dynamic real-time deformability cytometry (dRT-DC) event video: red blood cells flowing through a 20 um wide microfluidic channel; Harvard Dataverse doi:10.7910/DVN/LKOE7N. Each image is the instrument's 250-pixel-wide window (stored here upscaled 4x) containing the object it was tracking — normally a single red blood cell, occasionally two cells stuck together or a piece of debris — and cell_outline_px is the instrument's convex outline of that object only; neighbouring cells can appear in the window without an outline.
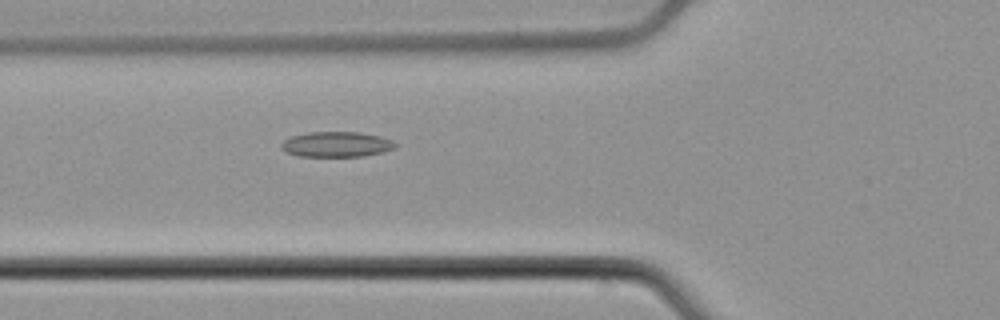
{"species": "common noctule bat (a hibernating species)", "species_latin": "Nyctalus noctula", "temperature_condition": "cold", "stored_images_in_passage": 54, "camera_frame_rate_fps": 3000, "um_per_image_px": 0.085, "animal": {"sex": "male", "body_mass_g": 21.5, "forearm_length_mm": 52.0}, "frame": {"image": 1, "passage_image": 20, "time_ms": 6.333, "image_size_px": [1000, 320], "cell_outline_px": [[396, 148], [384, 152], [364, 156], [296, 156], [284, 152], [280, 148], [280, 144], [284, 140], [292, 136], [308, 132], [360, 132], [380, 136], [392, 140], [396, 144]], "centroid_in_image_um": [28.59, 12.27], "position_along_channel_um": 97.2, "area_um2": 16.99}}
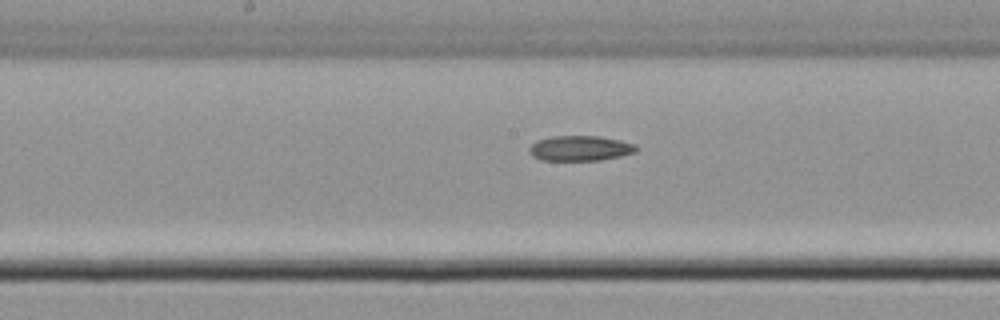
{"frame": {"image": 2, "passage_image": 28, "time_ms": 9.0, "image_size_px": [1000, 320], "cell_outline_px": [[640, 148], [636, 152], [620, 156], [600, 160], [540, 160], [532, 156], [528, 152], [528, 148], [536, 140], [552, 136], [596, 136], [620, 140], [636, 144]], "centroid_in_image_um": [49.3, 12.6], "position_along_channel_um": 198.9, "area_um2": 15.84}}
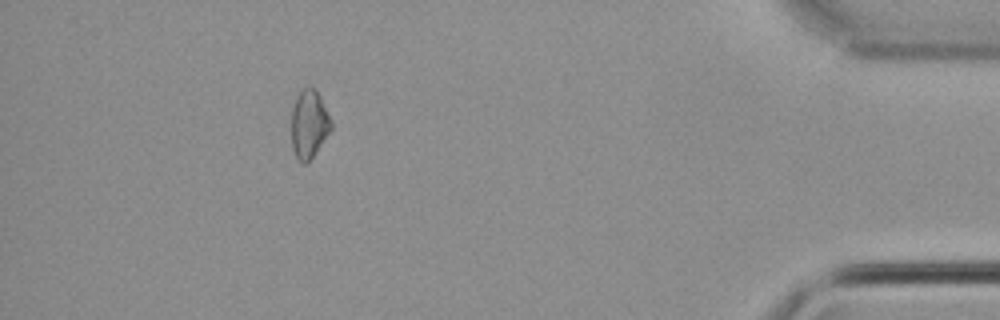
{"frame": {"image": 3, "passage_image": 49, "time_ms": 16.0, "image_size_px": [1000, 320], "cell_outline_px": [[332, 128], [312, 156], [304, 164], [296, 156], [292, 148], [292, 108], [296, 96], [308, 84], [316, 88], [332, 120]], "centroid_in_image_um": [26.27, 10.47], "position_along_channel_um": 408.9, "area_um2": 15.66}}